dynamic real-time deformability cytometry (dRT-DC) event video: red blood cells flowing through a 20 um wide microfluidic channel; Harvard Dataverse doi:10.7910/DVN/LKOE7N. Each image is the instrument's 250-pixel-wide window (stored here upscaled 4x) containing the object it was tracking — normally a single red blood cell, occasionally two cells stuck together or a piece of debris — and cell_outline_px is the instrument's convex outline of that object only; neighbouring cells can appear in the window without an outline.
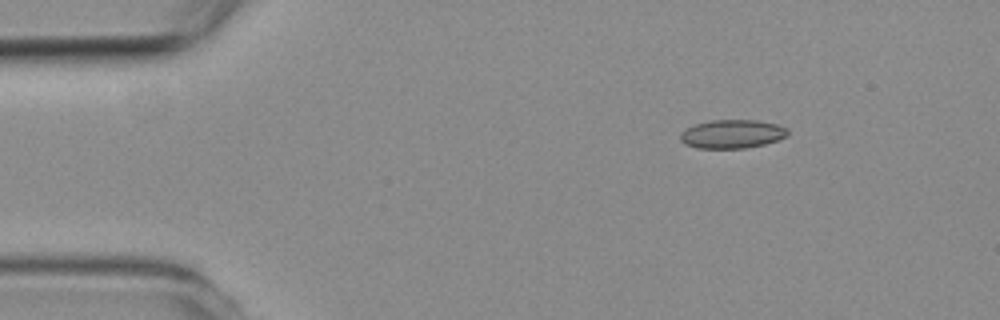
{"species": "common noctule bat (a hibernating species)", "species_latin": "Nyctalus noctula", "temperature_condition": "room temperature", "stored_images_in_passage": 3, "camera_frame_rate_fps": 3000, "um_per_image_px": 0.085, "animal": {"sex": "female", "body_mass_g": 19.3, "forearm_length_mm": 54.1}, "frame": {"image": 1, "passage_image": 1, "time_ms": 0.0, "image_size_px": [1000, 320], "cell_outline_px": [[788, 136], [764, 144], [744, 148], [696, 148], [684, 144], [680, 140], [680, 132], [696, 124], [712, 120], [756, 120], [776, 124], [788, 128]], "centroid_in_image_um": [62.22, 11.39], "position_along_channel_um": 22.8, "area_um2": 17.86}}